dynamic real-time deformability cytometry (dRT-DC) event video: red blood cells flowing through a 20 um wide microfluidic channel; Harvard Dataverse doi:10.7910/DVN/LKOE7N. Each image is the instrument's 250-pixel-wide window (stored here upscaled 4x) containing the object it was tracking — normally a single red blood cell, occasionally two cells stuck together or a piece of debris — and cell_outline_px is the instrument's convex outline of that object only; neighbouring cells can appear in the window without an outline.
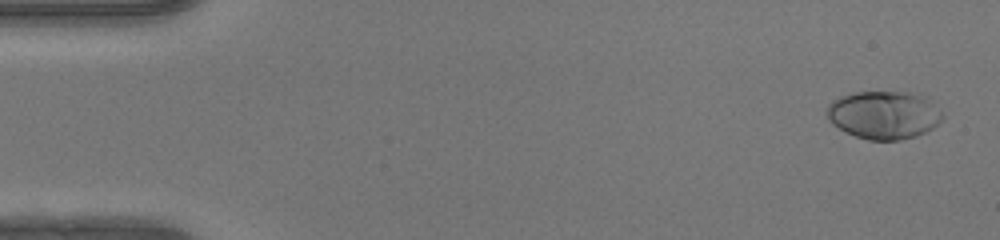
{"species": "human", "species_latin": "Homo sapiens", "temperature_condition": "warm", "stored_images_in_passage": 50, "camera_frame_rate_fps": 3000, "um_per_image_px": 0.085, "donor": {"sex": "female"}, "frame": {"image": 1, "passage_image": 2, "time_ms": 0.333, "image_size_px": [1000, 240], "cell_outline_px": [[944, 116], [932, 128], [916, 136], [900, 140], [868, 140], [844, 132], [832, 124], [828, 120], [824, 112], [828, 104], [832, 100], [840, 96], [852, 92], [920, 92], [928, 96]], "centroid_in_image_um": [75.1, 9.75], "position_along_channel_um": 9.9, "area_um2": 32.95}}
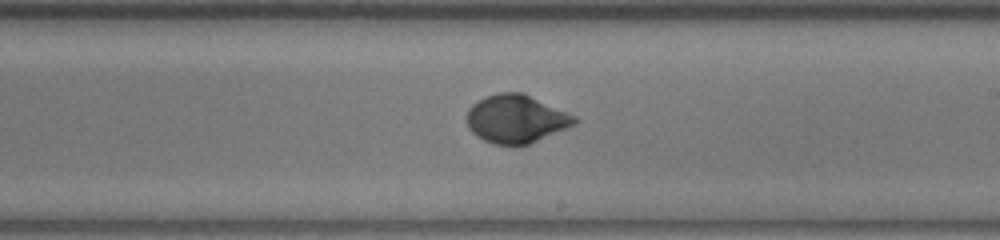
{"frame": {"image": 2, "passage_image": 29, "time_ms": 9.333, "image_size_px": [1000, 240], "cell_outline_px": [[580, 120], [576, 124], [568, 128], [520, 148], [492, 144], [476, 136], [468, 128], [468, 108], [472, 104], [484, 96], [500, 92], [524, 92], [568, 112], [576, 116]], "centroid_in_image_um": [43.89, 10.13], "position_along_channel_um": 245.1, "area_um2": 31.04}}
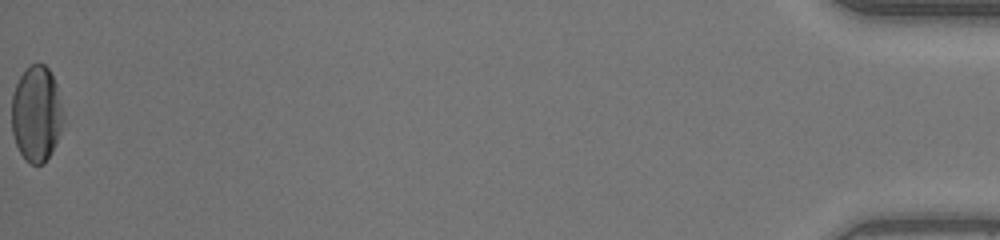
{"frame": {"image": 3, "passage_image": 50, "time_ms": 16.333, "image_size_px": [1000, 240], "cell_outline_px": [[64, 120], [56, 144], [52, 152], [44, 164], [32, 164], [24, 160], [16, 144], [12, 132], [12, 96], [16, 84], [20, 76], [32, 64], [44, 64], [48, 68], [56, 84], [64, 112]], "centroid_in_image_um": [3.11, 9.71], "position_along_channel_um": 432.1, "area_um2": 28.9}, "authors_computed_cell_mechanics": {"area_um2": 29.6514, "velocity_mm_per_s": 4.1963, "shape_relaxation_time_tau1_ms": 3.6356, "shape_relaxation_time_tau2_ms": null, "deformation_change_tau1": 0.2095, "deformation_change_tau2": null}}